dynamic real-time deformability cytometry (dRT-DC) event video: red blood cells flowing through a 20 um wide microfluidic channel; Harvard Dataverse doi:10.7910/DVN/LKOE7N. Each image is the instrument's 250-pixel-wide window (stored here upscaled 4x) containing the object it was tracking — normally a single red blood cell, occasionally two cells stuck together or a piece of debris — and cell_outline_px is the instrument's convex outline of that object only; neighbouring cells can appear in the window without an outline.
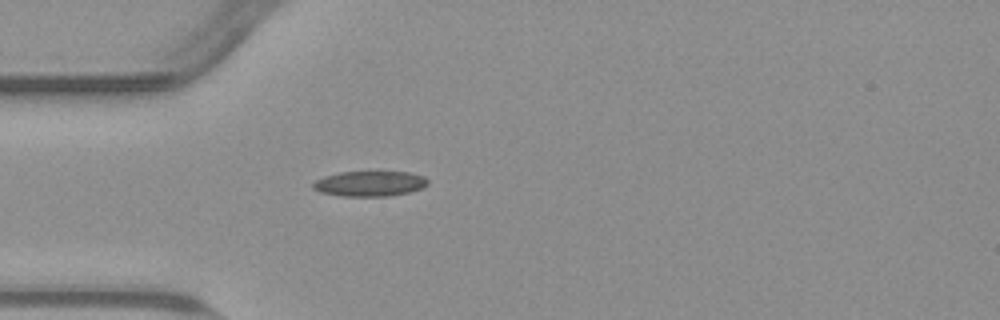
{"species": "common noctule bat (a hibernating species)", "species_latin": "Nyctalus noctula", "temperature_condition": "warm", "stored_images_in_passage": 40, "camera_frame_rate_fps": 3000, "um_per_image_px": 0.085, "animal": {"sex": "male", "body_mass_g": 23.1, "forearm_length_mm": 52.7}, "frame": {"image": 1, "passage_image": 1, "time_ms": 0.0, "image_size_px": [1000, 320], "cell_outline_px": [[428, 184], [424, 188], [408, 192], [388, 196], [344, 196], [320, 192], [312, 188], [312, 184], [316, 180], [324, 176], [340, 172], [408, 172], [424, 176], [428, 180]], "centroid_in_image_um": [31.44, 15.61], "position_along_channel_um": 53.6, "area_um2": 16.88}}
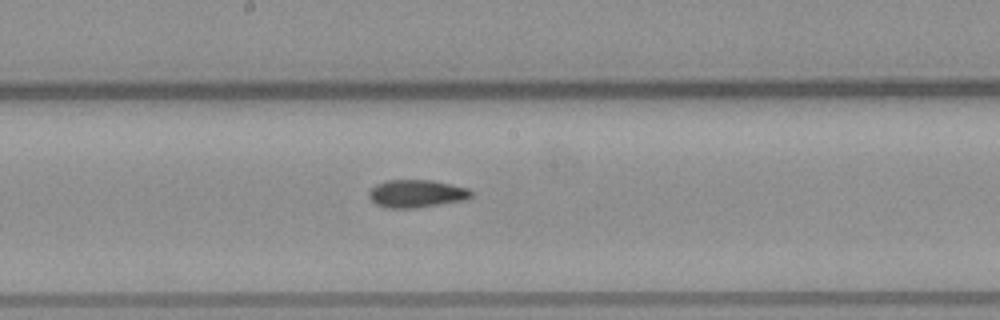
{"frame": {"image": 2, "passage_image": 14, "time_ms": 4.333, "image_size_px": [1000, 320], "cell_outline_px": [[472, 196], [464, 200], [416, 208], [388, 208], [376, 204], [368, 196], [368, 192], [376, 184], [384, 180], [432, 180], [468, 188], [472, 192]], "centroid_in_image_um": [35.38, 16.45], "position_along_channel_um": 212.8, "area_um2": 16.53}}
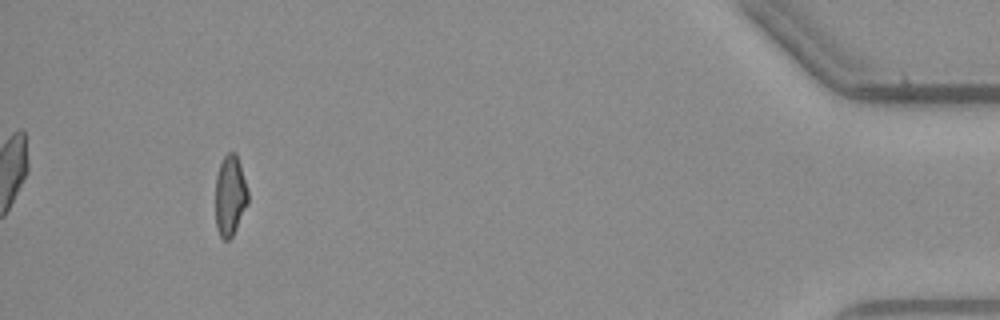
{"frame": {"image": 3, "passage_image": 36, "time_ms": 11.667, "image_size_px": [1000, 320], "cell_outline_px": [[248, 204], [232, 236], [228, 240], [224, 240], [220, 236], [216, 228], [216, 176], [220, 164], [224, 156], [228, 152], [236, 152], [240, 164], [248, 192]], "centroid_in_image_um": [19.55, 16.62], "position_along_channel_um": 415.6, "area_um2": 15.2}, "authors_computed_cell_mechanics": {"area_um2": 16.3574, "velocity_mm_per_s": 3.7912, "shape_relaxation_time_tau1_ms": null, "shape_relaxation_time_tau2_ms": 4.2187, "deformation_change_tau1": null, "deformation_change_tau2": 0.1032}}